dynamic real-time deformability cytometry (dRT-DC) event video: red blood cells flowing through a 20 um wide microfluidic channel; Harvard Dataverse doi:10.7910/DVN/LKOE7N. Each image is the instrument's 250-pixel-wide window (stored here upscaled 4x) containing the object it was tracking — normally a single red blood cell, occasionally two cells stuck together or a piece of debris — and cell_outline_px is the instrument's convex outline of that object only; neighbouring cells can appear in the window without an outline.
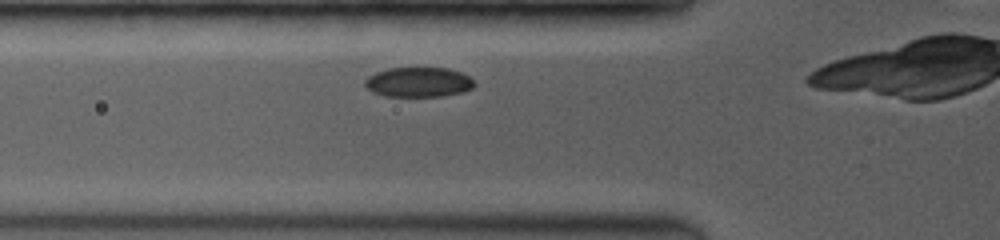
{"species": "common noctule bat (a hibernating species)", "species_latin": "Nyctalus noctula", "temperature_condition": "room temperature", "stored_images_in_passage": 8, "camera_frame_rate_fps": 3500, "um_per_image_px": 0.085, "animal": {"sex": "female", "body_mass_g": 19.0, "forearm_length_mm": 53.3}, "frame": {"image": 1, "passage_image": 3, "time_ms": 1.143, "image_size_px": [1000, 240], "cell_outline_px": [[472, 88], [464, 92], [440, 96], [384, 96], [372, 92], [364, 84], [364, 80], [368, 76], [376, 72], [388, 68], [448, 68], [460, 72], [468, 76], [472, 80]], "centroid_in_image_um": [35.53, 6.98], "position_along_channel_um": 90.3, "area_um2": 18.9}}
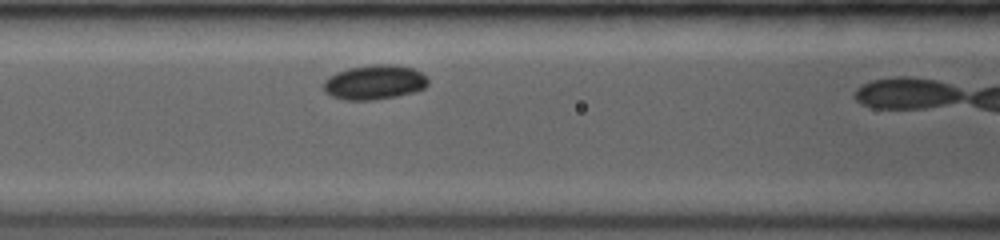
{"frame": {"image": 2, "passage_image": 5, "time_ms": 2.286, "image_size_px": [1000, 240], "cell_outline_px": [[428, 84], [424, 88], [412, 92], [396, 96], [372, 100], [344, 100], [332, 96], [324, 92], [324, 80], [328, 76], [336, 72], [348, 68], [372, 64], [392, 64], [412, 68], [428, 76]], "centroid_in_image_um": [31.81, 6.98], "position_along_channel_um": 134.8, "area_um2": 21.15}}